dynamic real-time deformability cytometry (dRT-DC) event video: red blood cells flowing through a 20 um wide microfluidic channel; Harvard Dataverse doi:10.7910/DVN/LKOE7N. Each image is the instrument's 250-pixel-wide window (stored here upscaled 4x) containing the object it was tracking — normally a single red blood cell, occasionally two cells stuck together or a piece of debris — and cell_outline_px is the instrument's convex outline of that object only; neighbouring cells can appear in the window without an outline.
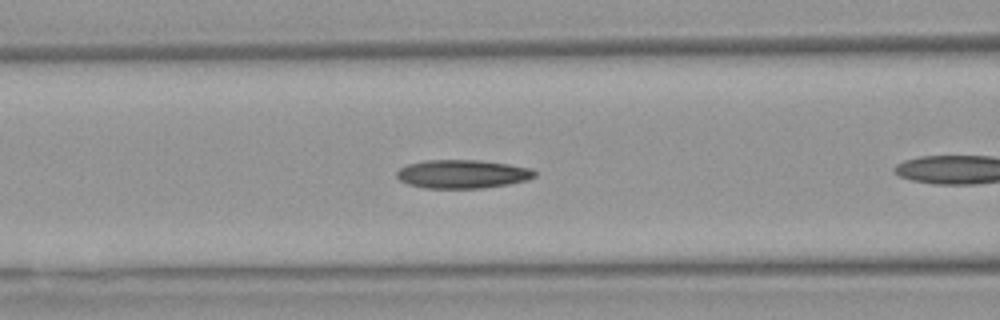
{"species": "Egyptian fruit bat (a non-hibernating species)", "species_latin": "Rousettus aegyptiacus", "temperature_condition": "warm", "stored_images_in_passage": 25, "camera_frame_rate_fps": 3000, "um_per_image_px": 0.085, "animal": {"sex": "female"}, "frame": {"image": 1, "passage_image": 8, "time_ms": 2.333, "image_size_px": [1000, 320], "cell_outline_px": [[536, 176], [528, 180], [508, 184], [480, 188], [424, 188], [408, 184], [400, 180], [396, 176], [396, 172], [400, 168], [408, 164], [424, 160], [480, 160], [508, 164], [532, 168], [536, 172]], "centroid_in_image_um": [39.31, 14.79], "position_along_channel_um": 127.3, "area_um2": 23.0}}
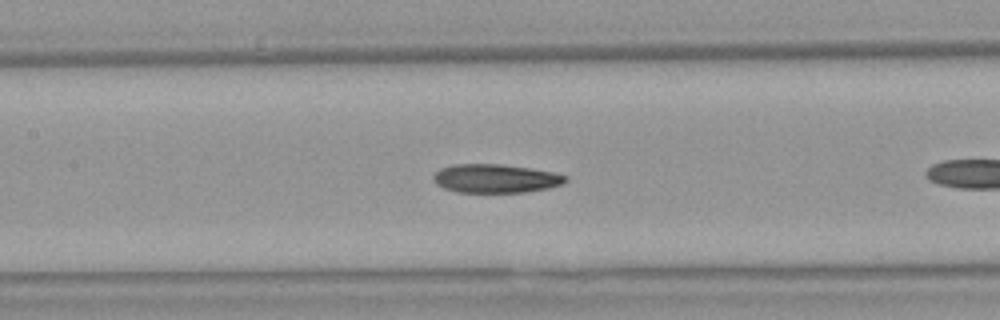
{"frame": {"image": 2, "passage_image": 11, "time_ms": 3.333, "image_size_px": [1000, 320], "cell_outline_px": [[568, 180], [564, 184], [548, 188], [524, 192], [456, 192], [444, 188], [436, 184], [432, 180], [432, 176], [440, 168], [452, 164], [500, 164], [528, 168], [552, 172], [568, 176]], "centroid_in_image_um": [42.1, 15.17], "position_along_channel_um": 165.3, "area_um2": 22.14}}